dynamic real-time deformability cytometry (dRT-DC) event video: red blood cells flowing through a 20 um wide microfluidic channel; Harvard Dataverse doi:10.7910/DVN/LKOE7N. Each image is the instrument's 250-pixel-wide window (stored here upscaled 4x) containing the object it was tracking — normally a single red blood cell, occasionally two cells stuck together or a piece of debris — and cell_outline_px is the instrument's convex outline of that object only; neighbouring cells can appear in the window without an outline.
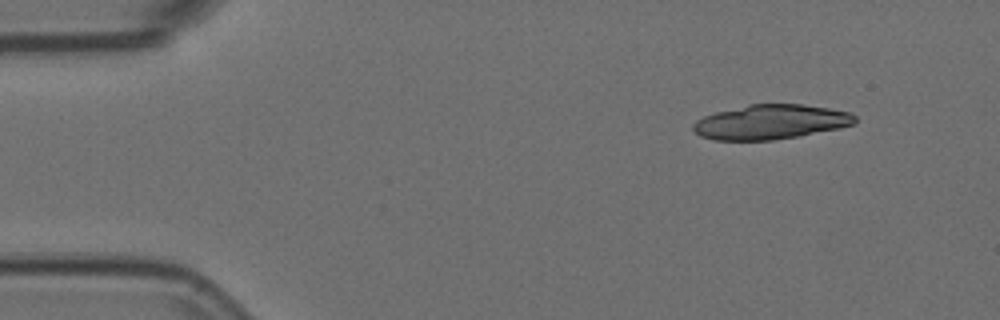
{"species": "Egyptian fruit bat (a non-hibernating species)", "species_latin": "Rousettus aegyptiacus", "temperature_condition": "room temperature", "stored_images_in_passage": 9, "segment_of_instrument_passage": [1, 2], "camera_frame_rate_fps": 3000, "um_per_image_px": 0.085, "animal": {"sex": "female"}, "frame": {"image": 1, "passage_image": 1, "time_ms": 0.0, "image_size_px": [1000, 320], "cell_outline_px": [[856, 124], [840, 128], [796, 136], [772, 140], [712, 140], [700, 136], [692, 128], [692, 124], [696, 120], [704, 116], [716, 112], [748, 104], [804, 104], [828, 108], [848, 112], [856, 116]], "centroid_in_image_um": [65.49, 10.36], "position_along_channel_um": 19.5, "area_um2": 32.6}}